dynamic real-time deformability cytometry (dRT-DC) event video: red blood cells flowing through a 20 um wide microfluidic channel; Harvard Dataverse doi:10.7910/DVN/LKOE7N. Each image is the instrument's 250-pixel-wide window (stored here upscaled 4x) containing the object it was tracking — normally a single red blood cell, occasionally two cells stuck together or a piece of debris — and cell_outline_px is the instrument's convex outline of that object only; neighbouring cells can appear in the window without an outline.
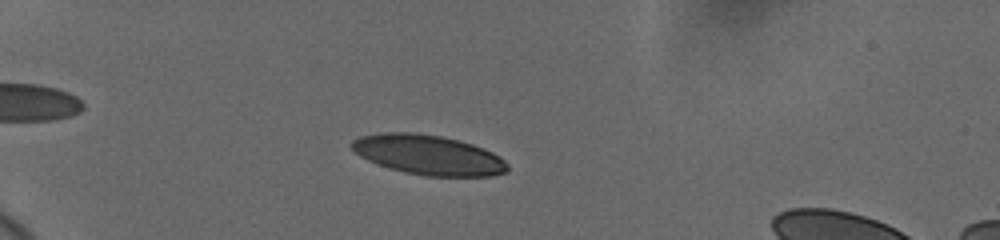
{"species": "human", "species_latin": "Homo sapiens", "temperature_condition": "cold", "stored_images_in_passage": 12, "camera_frame_rate_fps": 3000, "um_per_image_px": 0.085, "donor": {"sex": "female"}, "frame": {"image": 1, "passage_image": 9, "time_ms": 3.667, "image_size_px": [1000, 240], "cell_outline_px": [[508, 172], [492, 176], [424, 176], [404, 172], [368, 160], [360, 156], [348, 144], [352, 140], [360, 136], [380, 132], [416, 132], [440, 136], [460, 140], [484, 148], [500, 156], [508, 164]], "centroid_in_image_um": [36.42, 13.15], "position_along_channel_um": 48.6, "area_um2": 36.3}}
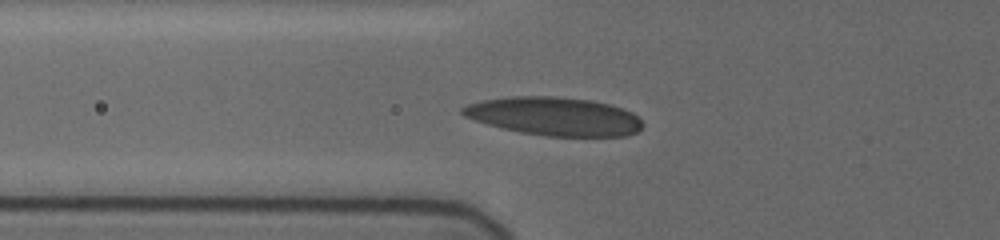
{"frame": {"image": 2, "passage_image": 12, "time_ms": 5.667, "image_size_px": [1000, 240], "cell_outline_px": [[644, 124], [636, 132], [624, 136], [544, 136], [520, 132], [488, 124], [464, 116], [460, 112], [460, 108], [468, 104], [480, 100], [516, 96], [556, 96], [588, 100], [608, 104], [632, 112]], "centroid_in_image_um": [47.09, 9.88], "position_along_channel_um": 78.7, "area_um2": 40.0}}